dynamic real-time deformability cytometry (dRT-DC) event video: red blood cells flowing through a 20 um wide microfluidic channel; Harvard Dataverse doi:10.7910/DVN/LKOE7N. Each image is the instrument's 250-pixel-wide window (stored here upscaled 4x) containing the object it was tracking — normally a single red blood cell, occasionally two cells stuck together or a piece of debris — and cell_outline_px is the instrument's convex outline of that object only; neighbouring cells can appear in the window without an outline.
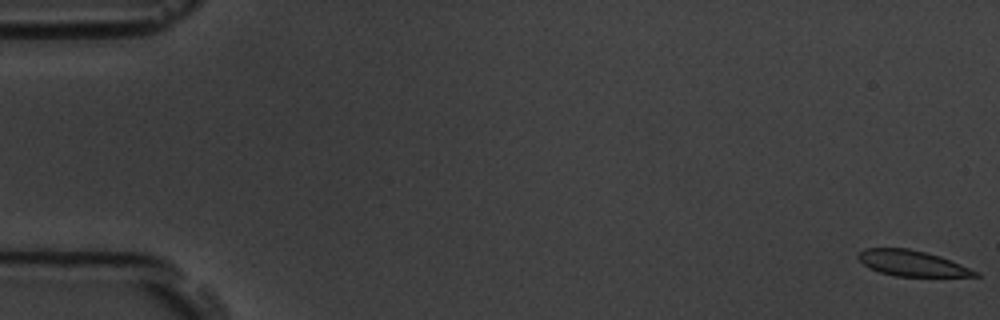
{"species": "common noctule bat (a hibernating species)", "species_latin": "Nyctalus noctula", "temperature_condition": "room temperature", "stored_images_in_passage": 6, "camera_frame_rate_fps": 3000, "um_per_image_px": 0.085, "animal": {"sex": "male", "body_mass_g": 19.5, "forearm_length_mm": 54.6}, "frame": {"image": 1, "passage_image": 1, "time_ms": 0.0, "image_size_px": [1000, 320], "cell_outline_px": [[980, 276], [896, 276], [880, 272], [868, 268], [856, 256], [864, 248], [908, 248], [940, 256], [980, 272]], "centroid_in_image_um": [77.51, 22.37], "position_along_channel_um": 7.5, "area_um2": 17.34}}
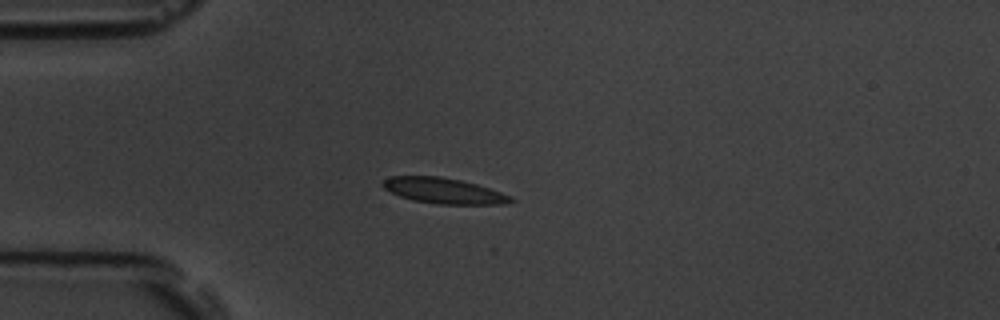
{"frame": {"image": 2, "passage_image": 5, "time_ms": 5.0, "image_size_px": [1000, 320], "cell_outline_px": [[516, 200], [508, 204], [440, 204], [412, 200], [400, 196], [384, 188], [380, 184], [384, 180], [392, 176], [440, 176], [460, 180], [476, 184], [512, 196]], "centroid_in_image_um": [37.73, 16.22], "position_along_channel_um": 47.3, "area_um2": 19.02}}